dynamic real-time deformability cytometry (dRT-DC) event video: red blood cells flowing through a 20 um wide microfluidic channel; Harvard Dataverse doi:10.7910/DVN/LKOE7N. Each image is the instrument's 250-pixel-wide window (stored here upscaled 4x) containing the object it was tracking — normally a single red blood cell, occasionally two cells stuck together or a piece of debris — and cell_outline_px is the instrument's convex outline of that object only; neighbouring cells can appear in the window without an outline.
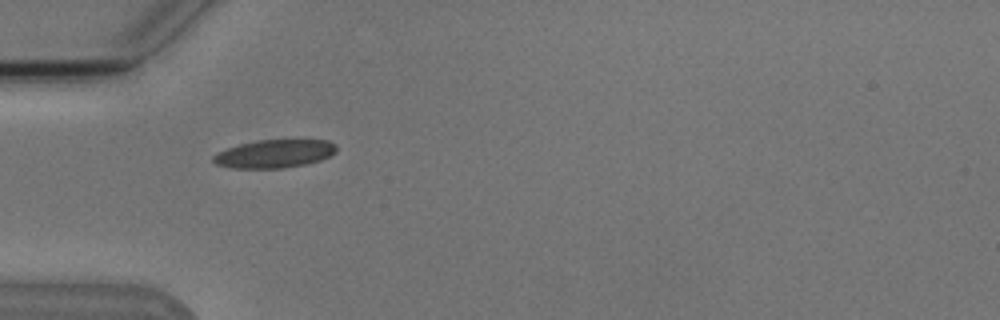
{"species": "Egyptian fruit bat (a non-hibernating species)", "species_latin": "Rousettus aegyptiacus", "temperature_condition": "cold", "stored_images_in_passage": 2, "camera_frame_rate_fps": 3000, "um_per_image_px": 0.085, "animal": {"sex": "male"}, "frame": {"image": 1, "passage_image": 1, "time_ms": 0.0, "image_size_px": [1000, 320], "cell_outline_px": [[336, 152], [320, 160], [304, 164], [284, 168], [232, 168], [216, 164], [212, 160], [212, 156], [216, 152], [240, 144], [260, 140], [328, 140], [336, 144]], "centroid_in_image_um": [23.31, 13.07], "position_along_channel_um": 61.7, "area_um2": 20.11}}